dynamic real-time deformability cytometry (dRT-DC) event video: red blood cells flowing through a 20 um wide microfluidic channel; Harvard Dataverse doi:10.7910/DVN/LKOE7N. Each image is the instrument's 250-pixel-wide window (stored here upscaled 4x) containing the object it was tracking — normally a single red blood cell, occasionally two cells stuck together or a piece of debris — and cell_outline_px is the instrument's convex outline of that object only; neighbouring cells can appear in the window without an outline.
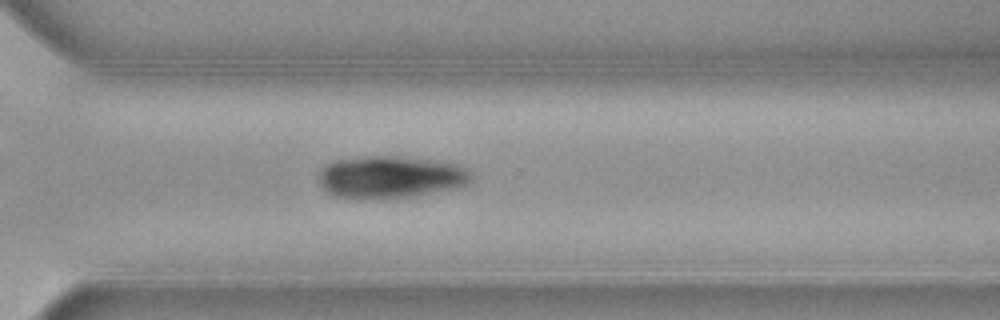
{"species": "common noctule bat (a hibernating species)", "species_latin": "Nyctalus noctula", "temperature_condition": "cold", "stored_images_in_passage": 34, "camera_frame_rate_fps": 3000, "um_per_image_px": 0.085, "animal": {"sex": "female", "body_mass_g": 19.3, "forearm_length_mm": 54.1}, "frame": {"image": 1, "passage_image": 26, "time_ms": 8.333, "image_size_px": [1000, 320], "cell_outline_px": [[472, 176], [468, 184], [412, 196], [332, 196], [320, 184], [320, 172], [324, 164], [332, 160], [368, 156], [400, 156], [436, 160], [456, 164], [464, 168]], "centroid_in_image_um": [33.16, 14.99], "position_along_channel_um": 337.4, "area_um2": 36.41}}